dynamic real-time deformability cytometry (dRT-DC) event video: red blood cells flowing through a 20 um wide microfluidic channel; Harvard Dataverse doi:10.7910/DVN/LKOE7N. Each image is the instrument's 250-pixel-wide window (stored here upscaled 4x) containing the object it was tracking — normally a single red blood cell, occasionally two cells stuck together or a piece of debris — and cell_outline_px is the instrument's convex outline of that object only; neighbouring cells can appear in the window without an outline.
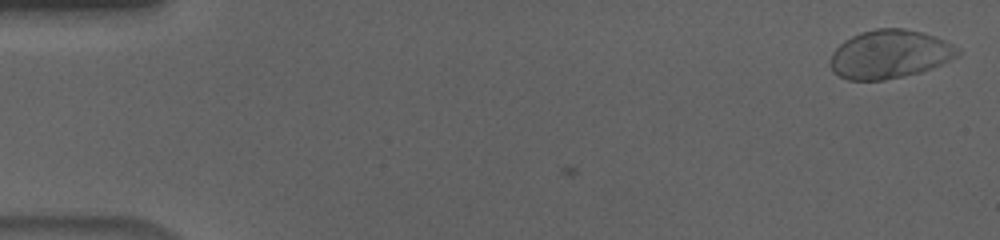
{"species": "human", "species_latin": "Homo sapiens", "temperature_condition": "cold", "stored_images_in_passage": 57, "camera_frame_rate_fps": 3000, "um_per_image_px": 0.085, "donor": {"sex": "male"}, "frame": {"image": 1, "passage_image": 2, "time_ms": 0.333, "image_size_px": [1000, 240], "cell_outline_px": [[960, 56], [932, 68], [920, 72], [904, 76], [884, 80], [848, 80], [832, 72], [832, 52], [844, 40], [860, 32], [876, 28], [904, 28], [920, 32], [944, 40], [952, 44], [960, 52]], "centroid_in_image_um": [75.62, 4.61], "position_along_channel_um": 9.4, "area_um2": 35.84}}
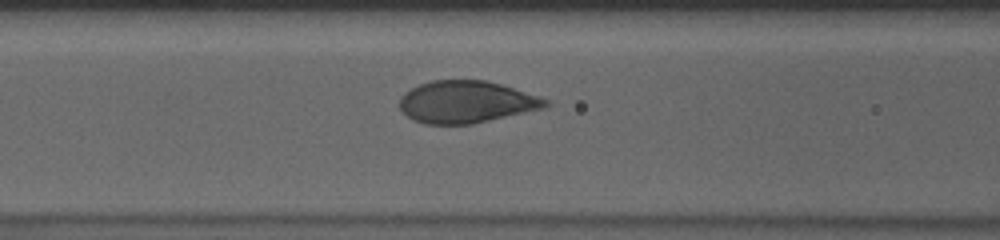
{"frame": {"image": 2, "passage_image": 24, "time_ms": 7.667, "image_size_px": [1000, 240], "cell_outline_px": [[552, 104], [544, 108], [472, 124], [424, 124], [412, 120], [400, 108], [400, 100], [404, 92], [420, 84], [432, 80], [488, 80], [540, 96], [548, 100]], "centroid_in_image_um": [39.65, 8.66], "position_along_channel_um": 126.9, "area_um2": 35.84}}
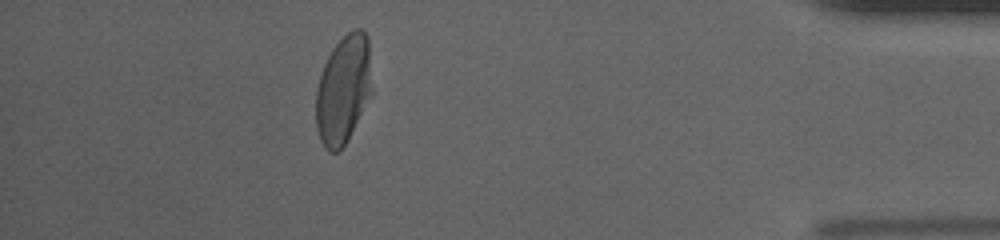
{"frame": {"image": 3, "passage_image": 51, "time_ms": 16.667, "image_size_px": [1000, 240], "cell_outline_px": [[372, 92], [348, 140], [336, 152], [328, 152], [324, 148], [320, 140], [316, 128], [316, 88], [324, 64], [332, 48], [348, 32], [356, 28], [360, 28], [368, 36]], "centroid_in_image_um": [29.17, 7.62], "position_along_channel_um": 406.0, "area_um2": 35.43}, "authors_computed_cell_mechanics": {"area_um2": 36.414, "velocity_mm_per_s": 3.6159, "shape_relaxation_time_tau1_ms": 3.4834, "shape_relaxation_time_tau2_ms": null, "deformation_change_tau1": 0.1654, "deformation_change_tau2": null}}